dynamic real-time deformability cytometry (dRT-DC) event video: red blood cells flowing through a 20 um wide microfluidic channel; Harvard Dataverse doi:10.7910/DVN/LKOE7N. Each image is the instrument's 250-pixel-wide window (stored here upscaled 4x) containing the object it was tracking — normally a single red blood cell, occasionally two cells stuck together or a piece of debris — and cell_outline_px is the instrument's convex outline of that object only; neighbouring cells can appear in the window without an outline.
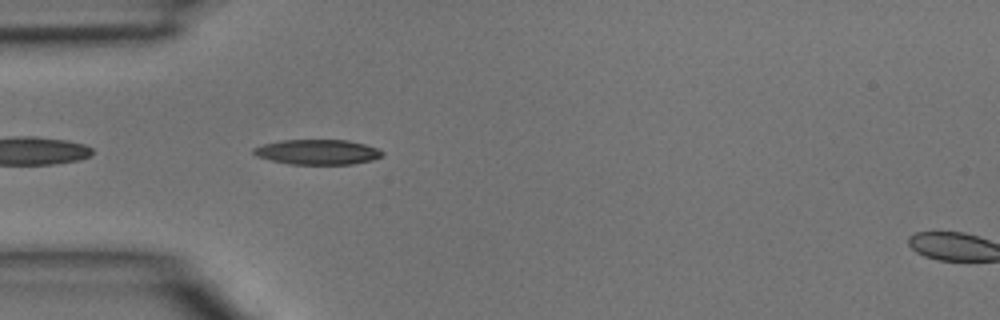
{"species": "common noctule bat (a hibernating species)", "species_latin": "Nyctalus noctula", "temperature_condition": "room temperature", "stored_images_in_passage": 8, "camera_frame_rate_fps": 3000, "um_per_image_px": 0.085, "animal": {"sex": "male", "body_mass_g": 15.6}, "frame": {"image": 1, "passage_image": 2, "time_ms": 0.333, "image_size_px": [1000, 320], "cell_outline_px": [[384, 156], [372, 160], [352, 164], [288, 164], [256, 156], [252, 152], [252, 148], [264, 144], [280, 140], [348, 140], [364, 144], [376, 148], [384, 152]], "centroid_in_image_um": [26.99, 12.92], "position_along_channel_um": 58.0, "area_um2": 18.79}}